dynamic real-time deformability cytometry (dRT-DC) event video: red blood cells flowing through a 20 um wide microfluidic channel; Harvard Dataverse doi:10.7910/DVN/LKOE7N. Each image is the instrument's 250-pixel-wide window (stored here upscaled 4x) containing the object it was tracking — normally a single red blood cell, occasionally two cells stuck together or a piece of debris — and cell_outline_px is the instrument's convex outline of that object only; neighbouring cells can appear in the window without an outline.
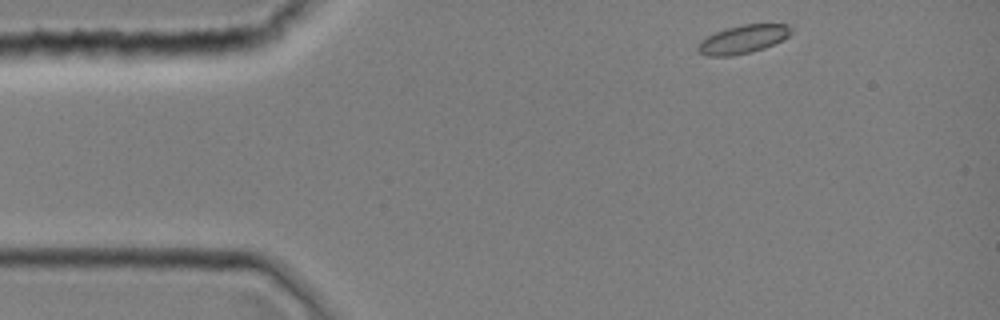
{"species": "common noctule bat (a hibernating species)", "species_latin": "Nyctalus noctula", "temperature_condition": "room temperature", "stored_images_in_passage": 6, "camera_frame_rate_fps": 3000, "um_per_image_px": 0.085, "animal": {"sex": "female", "body_mass_g": 19.0, "forearm_length_mm": 51.5}, "frame": {"image": 1, "passage_image": 1, "time_ms": 0.0, "image_size_px": [1000, 320], "cell_outline_px": [[792, 32], [788, 36], [764, 48], [752, 52], [732, 56], [708, 56], [700, 52], [696, 48], [700, 40], [716, 32], [728, 28], [744, 24], [788, 24], [792, 28]], "centroid_in_image_um": [63.15, 3.34], "position_along_channel_um": 21.9, "area_um2": 15.26}}